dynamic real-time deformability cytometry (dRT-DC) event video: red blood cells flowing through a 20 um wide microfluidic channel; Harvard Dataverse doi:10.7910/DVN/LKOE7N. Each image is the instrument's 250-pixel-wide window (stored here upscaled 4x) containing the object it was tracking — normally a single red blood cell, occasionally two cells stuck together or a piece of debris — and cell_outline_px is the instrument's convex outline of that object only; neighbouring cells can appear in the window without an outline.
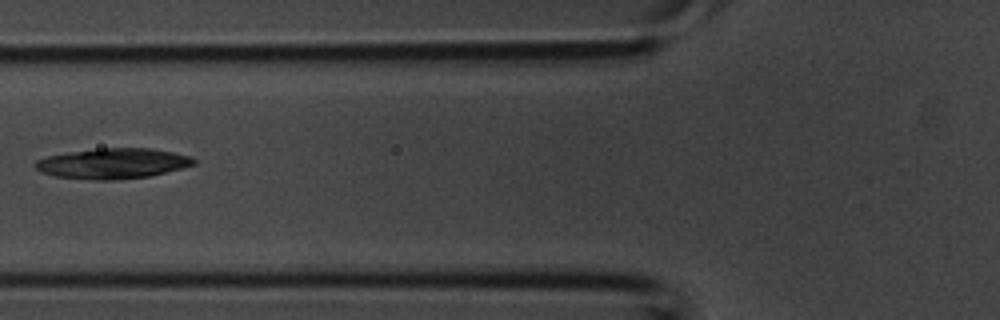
{"species": "common noctule bat (a hibernating species)", "species_latin": "Nyctalus noctula", "temperature_condition": "room temperature", "stored_images_in_passage": 4, "camera_frame_rate_fps": 3000, "um_per_image_px": 0.085, "animal": {"sex": "male", "body_mass_g": 20.1, "forearm_length_mm": 53.5}, "frame": {"image": 1, "passage_image": 4, "time_ms": 1.0, "image_size_px": [1000, 320], "cell_outline_px": [[196, 164], [184, 168], [148, 176], [112, 180], [96, 180], [56, 176], [40, 172], [32, 164], [36, 160], [48, 156], [68, 152], [96, 148], [152, 148], [192, 156], [196, 160]], "centroid_in_image_um": [9.6, 13.89], "position_along_channel_um": 116.2, "area_um2": 28.15}}